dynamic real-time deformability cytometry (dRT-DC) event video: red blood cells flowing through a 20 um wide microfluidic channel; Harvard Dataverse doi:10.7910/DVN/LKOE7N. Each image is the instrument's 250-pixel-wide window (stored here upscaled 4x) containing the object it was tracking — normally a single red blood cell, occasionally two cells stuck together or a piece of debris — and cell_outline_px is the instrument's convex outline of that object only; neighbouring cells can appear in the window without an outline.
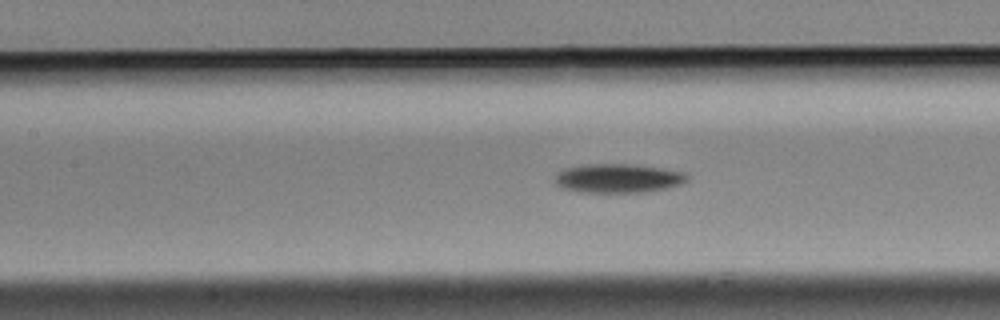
{"species": "Egyptian fruit bat (a non-hibernating species)", "species_latin": "Rousettus aegyptiacus", "temperature_condition": "cold", "stored_images_in_passage": 13, "camera_frame_rate_fps": 3000, "um_per_image_px": 0.085, "animal": {"sex": "male"}, "frame": {"image": 1, "passage_image": 10, "time_ms": 3.0, "image_size_px": [1000, 320], "cell_outline_px": [[688, 180], [684, 184], [644, 192], [580, 192], [564, 188], [556, 184], [552, 180], [564, 168], [588, 164], [632, 164], [660, 168], [684, 172], [688, 176]], "centroid_in_image_um": [52.54, 15.15], "position_along_channel_um": 154.9, "area_um2": 22.25}}